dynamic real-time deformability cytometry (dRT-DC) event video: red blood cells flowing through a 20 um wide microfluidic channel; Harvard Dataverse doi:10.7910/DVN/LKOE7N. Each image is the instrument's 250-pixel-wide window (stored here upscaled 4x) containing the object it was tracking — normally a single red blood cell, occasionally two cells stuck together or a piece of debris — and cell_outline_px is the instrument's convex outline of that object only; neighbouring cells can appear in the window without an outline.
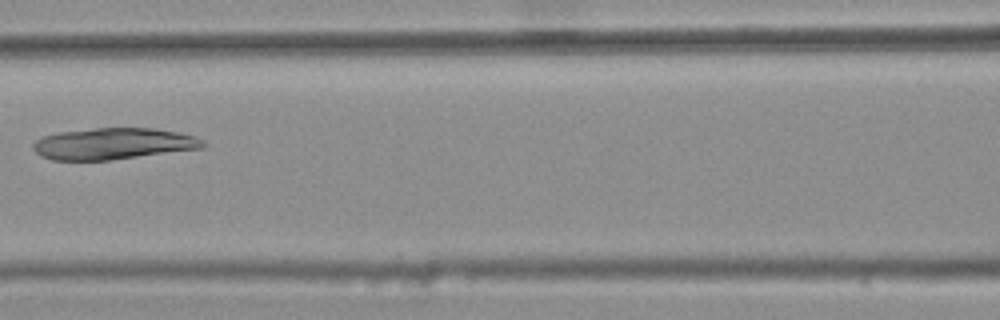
{"species": "common noctule bat (a hibernating species)", "species_latin": "Nyctalus noctula", "temperature_condition": "warm", "stored_images_in_passage": 7, "camera_frame_rate_fps": 3000, "um_per_image_px": 0.085, "animal": {"sex": "female", "body_mass_g": 25.1}, "frame": {"image": 1, "passage_image": 7, "time_ms": 2.0, "image_size_px": [1000, 320], "cell_outline_px": [[208, 144], [204, 148], [112, 160], [52, 160], [40, 156], [32, 148], [32, 144], [36, 140], [44, 136], [60, 132], [96, 128], [156, 128], [196, 136], [204, 140]], "centroid_in_image_um": [9.67, 12.22], "position_along_channel_um": 156.9, "area_um2": 31.33}}